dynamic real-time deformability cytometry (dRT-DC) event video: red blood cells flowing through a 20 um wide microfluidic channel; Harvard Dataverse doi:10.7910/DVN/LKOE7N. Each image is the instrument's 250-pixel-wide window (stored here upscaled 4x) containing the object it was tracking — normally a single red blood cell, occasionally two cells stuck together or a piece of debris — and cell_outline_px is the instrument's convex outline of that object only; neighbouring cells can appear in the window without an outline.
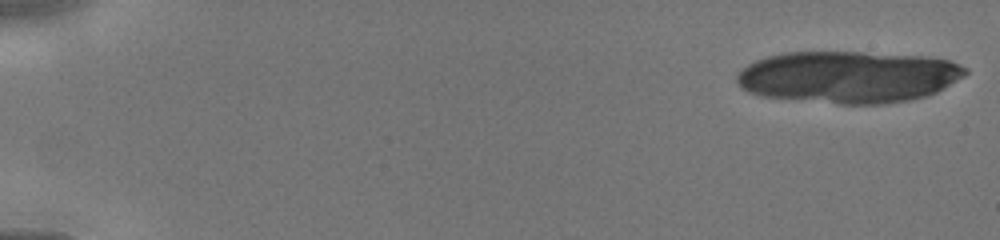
{"species": "human", "species_latin": "Homo sapiens", "temperature_condition": "cold", "stored_images_in_passage": 15, "camera_frame_rate_fps": 3000, "um_per_image_px": 0.085, "donor": {"sex": "male"}, "frame": {"image": 1, "passage_image": 1, "time_ms": 0.0, "image_size_px": [1000, 240], "cell_outline_px": [[968, 72], [964, 76], [936, 92], [928, 96], [912, 100], [888, 104], [840, 104], [760, 96], [748, 92], [740, 88], [736, 80], [736, 76], [748, 64], [756, 60], [768, 56], [784, 52], [860, 52], [924, 56], [948, 60], [968, 68]], "centroid_in_image_um": [72.11, 6.55], "position_along_channel_um": 12.9, "area_um2": 69.48}}